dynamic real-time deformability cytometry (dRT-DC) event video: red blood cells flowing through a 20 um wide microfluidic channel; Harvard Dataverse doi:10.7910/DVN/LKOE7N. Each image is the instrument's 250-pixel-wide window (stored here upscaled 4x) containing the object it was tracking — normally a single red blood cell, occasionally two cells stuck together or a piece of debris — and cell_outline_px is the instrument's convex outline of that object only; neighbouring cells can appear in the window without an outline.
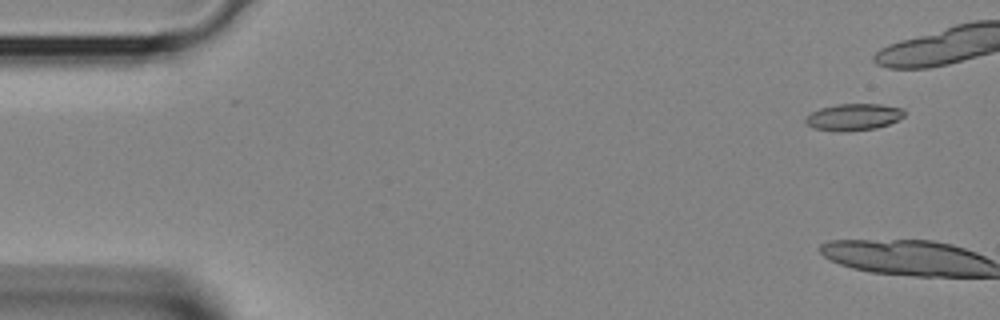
{"species": "Egyptian fruit bat (a non-hibernating species)", "species_latin": "Rousettus aegyptiacus", "temperature_condition": "room temperature", "stored_images_in_passage": 2, "camera_frame_rate_fps": 3000, "um_per_image_px": 0.085, "animal": {"sex": "female"}, "frame": {"image": 1, "passage_image": 1, "time_ms": 0.0, "image_size_px": [1000, 320], "cell_outline_px": [[904, 116], [888, 124], [876, 128], [848, 132], [836, 132], [812, 128], [804, 120], [812, 112], [820, 108], [836, 104], [880, 104], [904, 108]], "centroid_in_image_um": [72.54, 9.95], "position_along_channel_um": 12.5, "area_um2": 15.49}}